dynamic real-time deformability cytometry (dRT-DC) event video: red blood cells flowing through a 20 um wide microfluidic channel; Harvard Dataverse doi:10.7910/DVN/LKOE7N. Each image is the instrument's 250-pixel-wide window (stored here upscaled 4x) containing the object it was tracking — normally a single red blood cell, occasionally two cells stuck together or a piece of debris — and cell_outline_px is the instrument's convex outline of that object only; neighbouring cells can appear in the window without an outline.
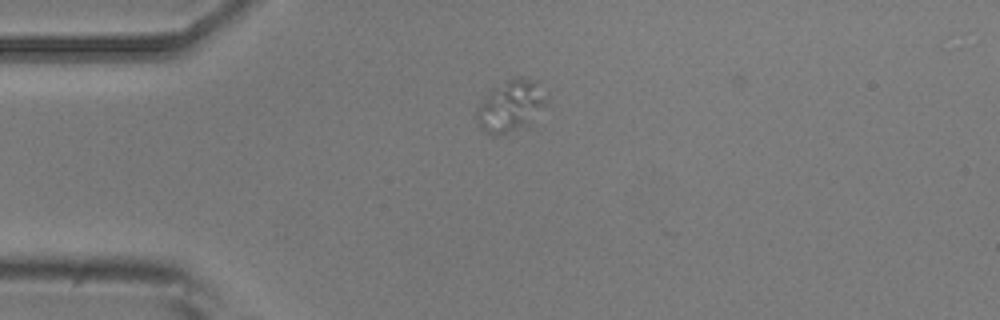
{"species": "common noctule bat (a hibernating species)", "species_latin": "Nyctalus noctula", "temperature_condition": "room temperature", "stored_images_in_passage": 3, "camera_frame_rate_fps": 3000, "um_per_image_px": 0.085, "animal": {"sex": "male", "body_mass_g": 20.5, "forearm_length_mm": 52.5}, "frame": {"image": 1, "passage_image": 1, "time_ms": 0.0, "image_size_px": [1000, 320], "cell_outline_px": [[544, 104], [528, 124], [508, 132], [496, 136], [492, 136], [484, 132], [476, 116], [476, 108], [484, 96], [492, 88], [512, 76], [520, 76], [528, 80], [532, 84], [544, 100]], "centroid_in_image_um": [43.24, 9.03], "position_along_channel_um": 41.8, "area_um2": 19.83}}